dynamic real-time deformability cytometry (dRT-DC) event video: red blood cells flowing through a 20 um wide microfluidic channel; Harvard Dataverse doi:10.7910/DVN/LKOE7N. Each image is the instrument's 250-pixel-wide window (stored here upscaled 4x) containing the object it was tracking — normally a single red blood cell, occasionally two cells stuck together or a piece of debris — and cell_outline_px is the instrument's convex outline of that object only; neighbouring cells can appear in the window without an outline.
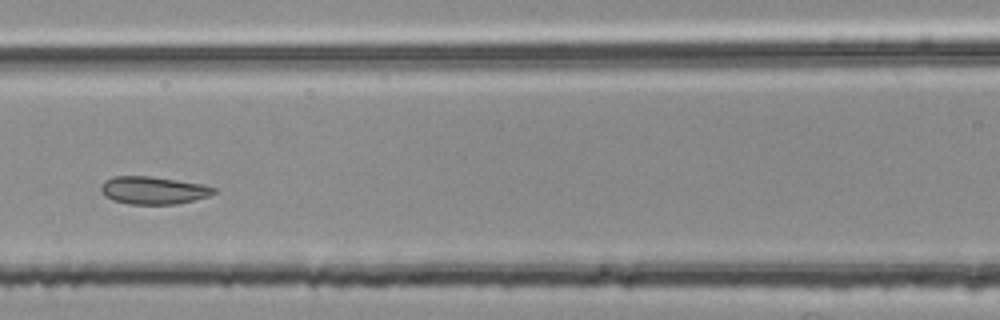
{"species": "common noctule bat (a hibernating species)", "species_latin": "Nyctalus noctula", "temperature_condition": "room temperature", "stored_images_in_passage": 44, "segment_of_instrument_passage": [2, 2], "camera_frame_rate_fps": 3000, "um_per_image_px": 0.085, "animal": {"sex": "female", "body_mass_g": 25.1}, "frame": {"image": 1, "passage_image": 18, "time_ms": 5.667, "image_size_px": [1000, 320], "cell_outline_px": [[216, 192], [208, 196], [176, 204], [132, 204], [112, 200], [104, 196], [100, 192], [100, 184], [104, 180], [112, 176], [148, 176], [204, 184], [216, 188]], "centroid_in_image_um": [12.98, 16.17], "position_along_channel_um": 153.6, "area_um2": 18.26}}
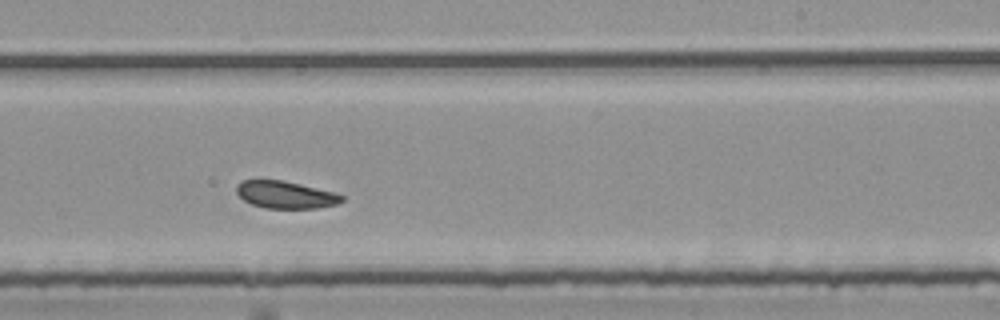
{"frame": {"image": 2, "passage_image": 27, "time_ms": 8.667, "image_size_px": [1000, 320], "cell_outline_px": [[344, 200], [336, 204], [316, 208], [264, 208], [252, 204], [244, 200], [236, 192], [236, 184], [240, 180], [284, 180], [336, 192], [344, 196]], "centroid_in_image_um": [24.27, 16.54], "position_along_channel_um": 264.7, "area_um2": 16.88}}
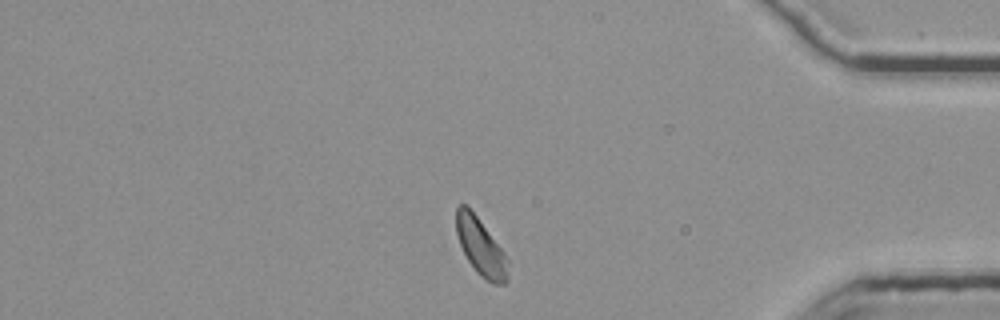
{"frame": {"image": 3, "passage_image": 40, "time_ms": 13.0, "image_size_px": [1000, 320], "cell_outline_px": [[508, 280], [504, 284], [492, 284], [476, 272], [468, 260], [460, 244], [456, 232], [456, 208], [460, 204], [464, 204], [476, 216], [504, 252], [508, 260]], "centroid_in_image_um": [40.87, 21.03], "position_along_channel_um": 394.3, "area_um2": 16.94}}